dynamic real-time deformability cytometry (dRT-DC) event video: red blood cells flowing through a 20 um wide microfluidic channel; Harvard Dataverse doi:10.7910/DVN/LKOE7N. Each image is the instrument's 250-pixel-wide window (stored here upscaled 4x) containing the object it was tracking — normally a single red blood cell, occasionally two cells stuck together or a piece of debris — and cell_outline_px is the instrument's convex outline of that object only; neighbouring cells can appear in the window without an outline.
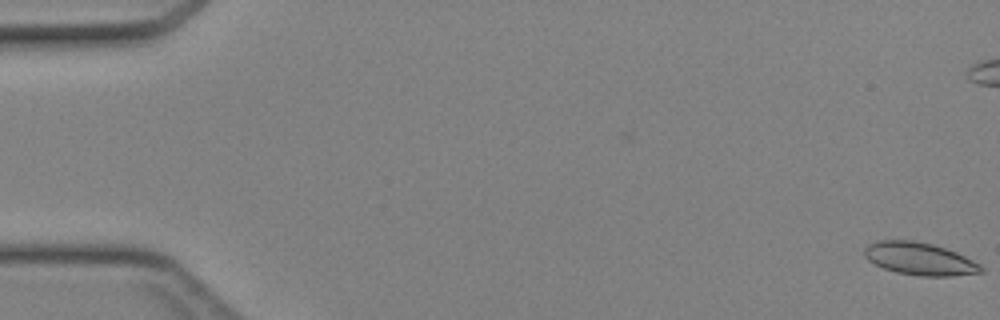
{"species": "Egyptian fruit bat (a non-hibernating species)", "species_latin": "Rousettus aegyptiacus", "temperature_condition": "cold", "stored_images_in_passage": 46, "camera_frame_rate_fps": 3000, "um_per_image_px": 0.085, "animal": {"sex": "female"}, "frame": {"image": 1, "passage_image": 1, "time_ms": 0.0, "image_size_px": [1000, 320], "cell_outline_px": [[984, 272], [952, 276], [920, 276], [896, 272], [884, 268], [868, 260], [864, 256], [864, 248], [868, 244], [880, 240], [912, 240], [932, 244], [956, 252], [980, 264], [984, 268]], "centroid_in_image_um": [78.17, 22.0], "position_along_channel_um": 6.8, "area_um2": 22.08}}
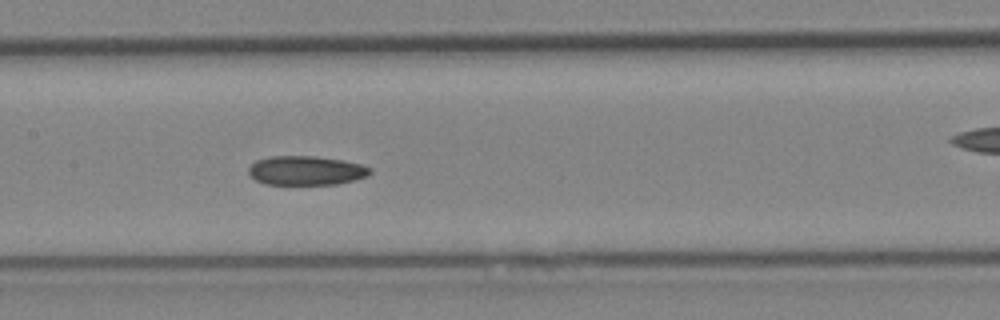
{"frame": {"image": 2, "passage_image": 23, "time_ms": 7.333, "image_size_px": [1000, 320], "cell_outline_px": [[372, 172], [368, 176], [356, 180], [336, 184], [264, 184], [256, 180], [248, 172], [248, 168], [256, 160], [268, 156], [316, 156], [344, 160], [360, 164], [372, 168]], "centroid_in_image_um": [26.04, 14.49], "position_along_channel_um": 181.4, "area_um2": 20.81}}
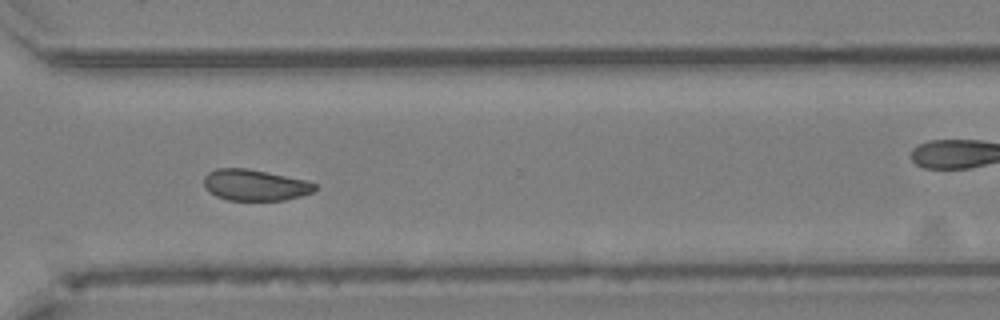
{"frame": {"image": 3, "passage_image": 34, "time_ms": 11.0, "image_size_px": [1000, 320], "cell_outline_px": [[316, 188], [312, 192], [300, 196], [284, 200], [228, 200], [216, 196], [208, 192], [204, 184], [204, 176], [208, 172], [216, 168], [244, 168], [268, 172], [304, 180], [316, 184]], "centroid_in_image_um": [21.63, 15.73], "position_along_channel_um": 349.0, "area_um2": 20.06}}